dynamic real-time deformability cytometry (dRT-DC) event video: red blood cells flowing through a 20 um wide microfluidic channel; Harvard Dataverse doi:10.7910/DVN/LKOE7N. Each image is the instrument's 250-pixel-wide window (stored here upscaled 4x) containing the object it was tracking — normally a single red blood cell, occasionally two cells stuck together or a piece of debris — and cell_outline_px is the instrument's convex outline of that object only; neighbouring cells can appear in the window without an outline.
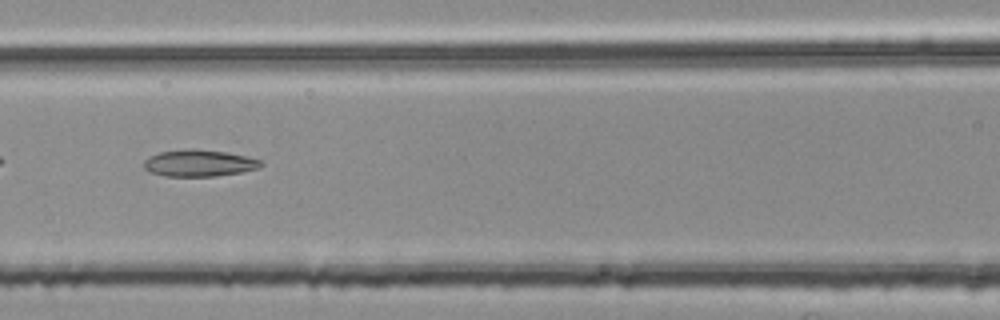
{"species": "common noctule bat (a hibernating species)", "species_latin": "Nyctalus noctula", "temperature_condition": "room temperature", "stored_images_in_passage": 38, "camera_frame_rate_fps": 3000, "um_per_image_px": 0.085, "animal": {"sex": "female", "body_mass_g": 25.1}, "frame": {"image": 1, "passage_image": 8, "time_ms": 2.333, "image_size_px": [1000, 320], "cell_outline_px": [[264, 164], [260, 168], [240, 172], [216, 176], [164, 176], [148, 172], [144, 168], [144, 160], [148, 156], [160, 152], [184, 148], [192, 148], [228, 152], [260, 160]], "centroid_in_image_um": [16.89, 13.86], "position_along_channel_um": 149.7, "area_um2": 18.44}}
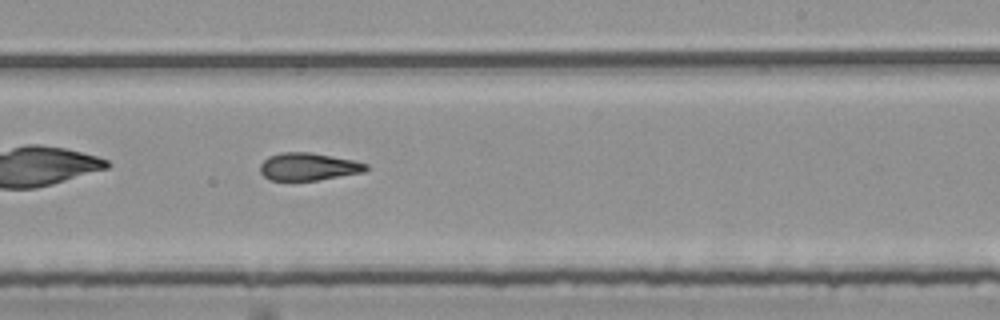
{"frame": {"image": 2, "passage_image": 17, "time_ms": 5.333, "image_size_px": [1000, 320], "cell_outline_px": [[368, 168], [364, 172], [316, 180], [268, 180], [260, 172], [260, 164], [268, 156], [280, 152], [312, 152], [352, 160], [368, 164]], "centroid_in_image_um": [26.18, 14.16], "position_along_channel_um": 262.8, "area_um2": 16.99}}
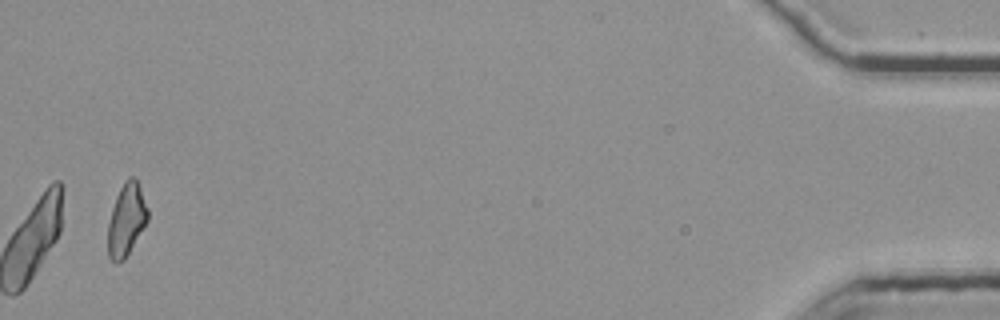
{"frame": {"image": 3, "passage_image": 37, "time_ms": 12.0, "image_size_px": [1000, 320], "cell_outline_px": [[148, 220], [124, 260], [116, 264], [108, 256], [108, 224], [112, 208], [116, 196], [124, 180], [128, 176], [136, 176], [148, 208]], "centroid_in_image_um": [10.75, 18.64], "position_along_channel_um": 424.5, "area_um2": 16.88}, "authors_computed_cell_mechanics": {"area_um2": 17.1955, "velocity_mm_per_s": 3.7821, "shape_relaxation_time_tau1_ms": null, "shape_relaxation_time_tau2_ms": 6.5651, "deformation_change_tau1": null, "deformation_change_tau2": 0.188}}